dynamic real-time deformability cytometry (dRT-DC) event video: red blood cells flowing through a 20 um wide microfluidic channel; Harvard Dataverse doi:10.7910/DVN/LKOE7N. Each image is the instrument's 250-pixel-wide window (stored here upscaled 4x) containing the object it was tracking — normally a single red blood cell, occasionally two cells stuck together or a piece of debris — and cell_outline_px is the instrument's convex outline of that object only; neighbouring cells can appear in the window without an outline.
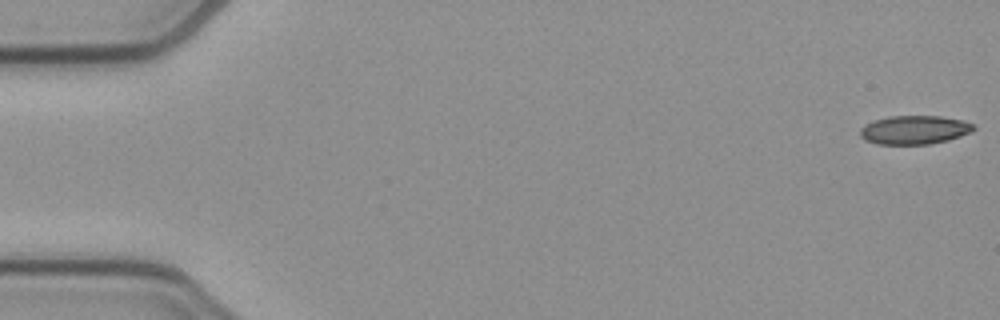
{"species": "common noctule bat (a hibernating species)", "species_latin": "Nyctalus noctula", "temperature_condition": "cold", "stored_images_in_passage": 52, "camera_frame_rate_fps": 3000, "um_per_image_px": 0.085, "animal": {"sex": "female", "body_mass_g": 21.9}, "frame": {"image": 1, "passage_image": 1, "time_ms": 0.0, "image_size_px": [1000, 320], "cell_outline_px": [[976, 128], [960, 136], [948, 140], [928, 144], [876, 144], [864, 140], [860, 136], [860, 128], [864, 124], [872, 120], [888, 116], [940, 116], [960, 120], [972, 124]], "centroid_in_image_um": [77.64, 11.04], "position_along_channel_um": 7.4, "area_um2": 18.96}}
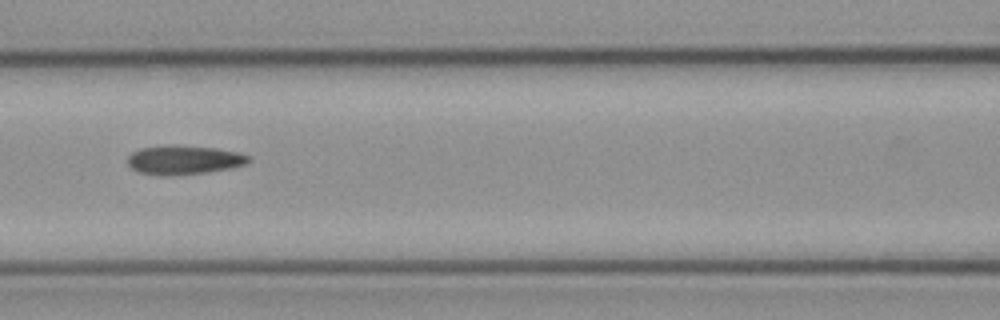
{"frame": {"image": 2, "passage_image": 23, "time_ms": 7.333, "image_size_px": [1000, 320], "cell_outline_px": [[252, 160], [248, 164], [232, 168], [208, 172], [160, 176], [136, 172], [128, 164], [128, 156], [132, 152], [140, 148], [216, 148], [236, 152], [252, 156]], "centroid_in_image_um": [15.69, 13.65], "position_along_channel_um": 150.9, "area_um2": 19.71}}
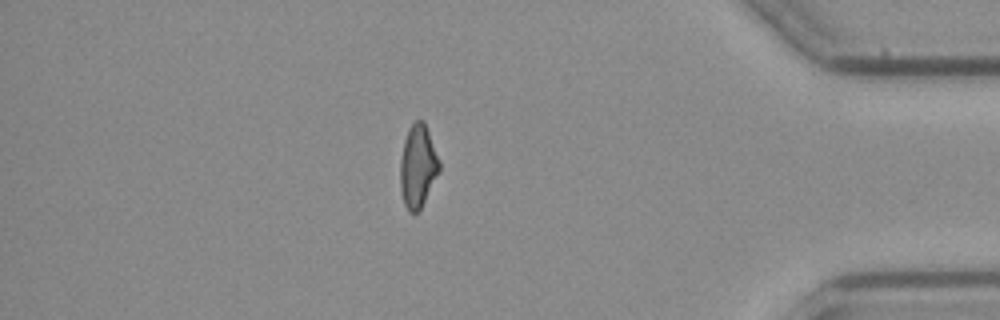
{"frame": {"image": 3, "passage_image": 45, "time_ms": 14.667, "image_size_px": [1000, 320], "cell_outline_px": [[440, 172], [420, 208], [416, 212], [408, 212], [404, 204], [400, 192], [400, 160], [404, 140], [408, 128], [416, 120], [424, 120], [440, 160]], "centroid_in_image_um": [35.51, 14.11], "position_along_channel_um": 399.7, "area_um2": 19.02}, "authors_computed_cell_mechanics": {"area_um2": 19.7965, "velocity_mm_per_s": 3.9312, "shape_relaxation_time_tau1_ms": null, "shape_relaxation_time_tau2_ms": 4.6482, "deformation_change_tau1": null, "deformation_change_tau2": 0.1202}}